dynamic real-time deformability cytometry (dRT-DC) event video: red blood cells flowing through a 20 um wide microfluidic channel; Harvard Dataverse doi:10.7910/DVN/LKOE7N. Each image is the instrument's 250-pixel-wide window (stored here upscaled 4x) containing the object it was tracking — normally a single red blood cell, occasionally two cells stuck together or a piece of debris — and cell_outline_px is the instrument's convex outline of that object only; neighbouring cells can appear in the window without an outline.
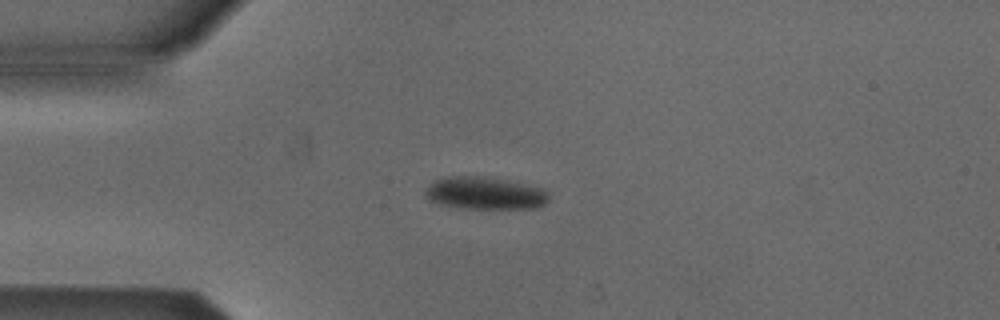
{"species": "Egyptian fruit bat (a non-hibernating species)", "species_latin": "Rousettus aegyptiacus", "temperature_condition": "cold", "stored_images_in_passage": 3, "camera_frame_rate_fps": 3000, "um_per_image_px": 0.085, "animal": {"sex": "male"}, "frame": {"image": 1, "passage_image": 3, "time_ms": 0.667, "image_size_px": [1000, 320], "cell_outline_px": [[548, 200], [544, 204], [536, 208], [460, 208], [440, 204], [428, 200], [424, 196], [424, 188], [428, 184], [436, 180], [448, 176], [480, 176], [504, 180], [540, 188], [548, 196]], "centroid_in_image_um": [41.11, 16.43], "position_along_channel_um": 43.9, "area_um2": 23.12}}